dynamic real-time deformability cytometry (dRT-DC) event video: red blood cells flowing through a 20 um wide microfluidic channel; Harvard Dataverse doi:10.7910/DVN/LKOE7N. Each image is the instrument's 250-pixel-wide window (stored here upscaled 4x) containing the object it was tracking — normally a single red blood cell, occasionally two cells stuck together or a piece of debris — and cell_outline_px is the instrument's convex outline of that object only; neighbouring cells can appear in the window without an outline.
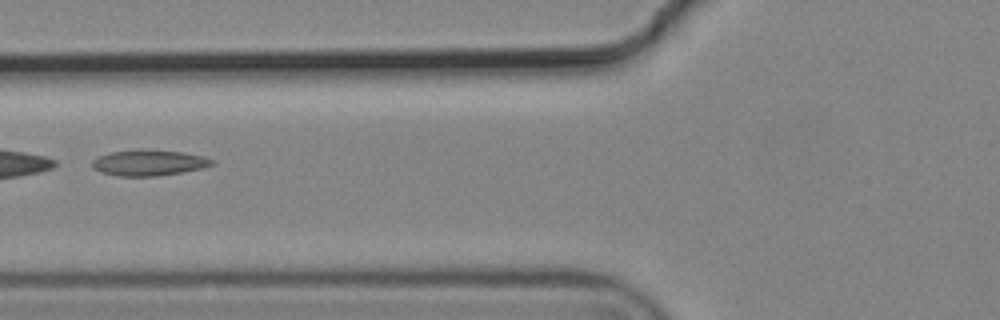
{"species": "common noctule bat (a hibernating species)", "species_latin": "Nyctalus noctula", "temperature_condition": "cold", "stored_images_in_passage": 3, "camera_frame_rate_fps": 3000, "um_per_image_px": 0.085, "animal": {"sex": "male", "body_mass_g": 19.2, "forearm_length_mm": 51.8}, "frame": {"image": 1, "passage_image": 3, "time_ms": 0.667, "image_size_px": [1000, 320], "cell_outline_px": [[216, 164], [204, 168], [156, 176], [120, 176], [100, 172], [92, 168], [92, 160], [96, 156], [108, 152], [144, 148], [184, 152], [204, 156], [212, 160]], "centroid_in_image_um": [12.63, 13.81], "position_along_channel_um": 113.2, "area_um2": 18.44}}